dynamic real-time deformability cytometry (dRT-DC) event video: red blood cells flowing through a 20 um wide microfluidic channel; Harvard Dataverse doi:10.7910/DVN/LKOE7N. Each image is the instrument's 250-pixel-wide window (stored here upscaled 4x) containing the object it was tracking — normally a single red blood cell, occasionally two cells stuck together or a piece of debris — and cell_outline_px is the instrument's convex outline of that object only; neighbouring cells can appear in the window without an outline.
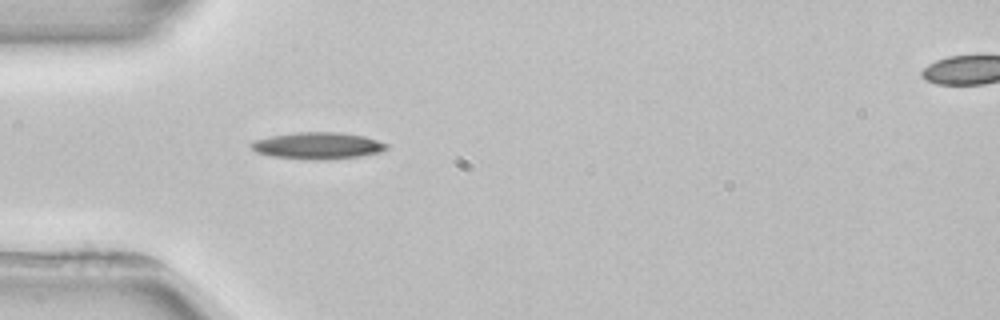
{"species": "common noctule bat (a hibernating species)", "species_latin": "Nyctalus noctula", "temperature_condition": "room temperature", "stored_images_in_passage": 2, "segment_of_instrument_passage": [1, 2], "camera_frame_rate_fps": 3000, "um_per_image_px": 0.085, "animal": {"sex": "female", "body_mass_g": 22.7, "forearm_length_mm": 54.2}, "frame": {"image": 1, "passage_image": 1, "time_ms": 0.0, "image_size_px": [1000, 320], "cell_outline_px": [[388, 148], [380, 152], [360, 156], [328, 160], [312, 160], [272, 156], [256, 152], [248, 144], [252, 140], [272, 136], [296, 132], [340, 132], [364, 136], [388, 144]], "centroid_in_image_um": [26.99, 12.38], "position_along_channel_um": 58.0, "area_um2": 21.21}}